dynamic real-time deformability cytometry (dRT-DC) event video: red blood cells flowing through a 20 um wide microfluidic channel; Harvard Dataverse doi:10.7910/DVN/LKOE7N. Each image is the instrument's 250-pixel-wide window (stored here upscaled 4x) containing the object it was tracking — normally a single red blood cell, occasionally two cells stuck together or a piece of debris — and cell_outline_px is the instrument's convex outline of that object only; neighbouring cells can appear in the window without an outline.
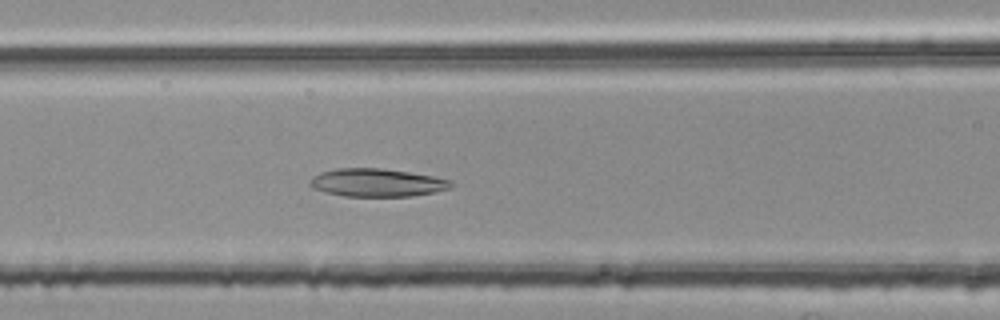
{"species": "common noctule bat (a hibernating species)", "species_latin": "Nyctalus noctula", "temperature_condition": "room temperature", "stored_images_in_passage": 30, "camera_frame_rate_fps": 3000, "um_per_image_px": 0.085, "animal": {"sex": "female", "body_mass_g": 25.1}, "frame": {"image": 1, "passage_image": 8, "time_ms": 2.333, "image_size_px": [1000, 320], "cell_outline_px": [[452, 184], [448, 188], [432, 192], [408, 196], [344, 196], [324, 192], [312, 188], [308, 184], [308, 180], [312, 176], [320, 172], [336, 168], [380, 168], [408, 172], [432, 176], [452, 180]], "centroid_in_image_um": [31.94, 15.52], "position_along_channel_um": 134.7, "area_um2": 22.95}}
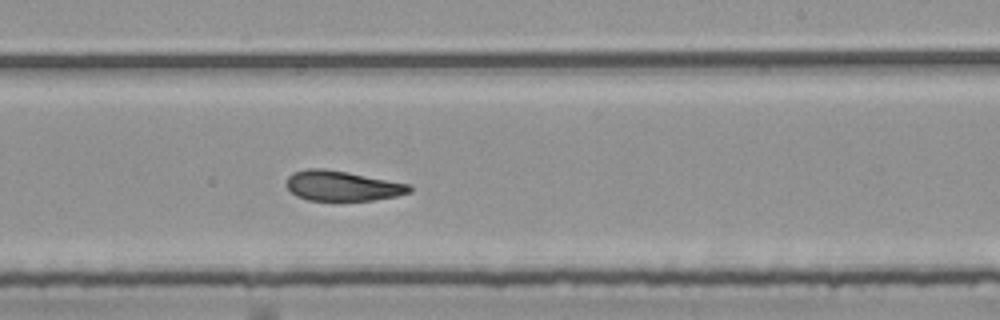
{"frame": {"image": 2, "passage_image": 18, "time_ms": 5.667, "image_size_px": [1000, 320], "cell_outline_px": [[412, 192], [396, 196], [372, 200], [308, 200], [296, 196], [284, 184], [288, 176], [292, 172], [304, 168], [324, 168], [408, 184], [412, 188]], "centroid_in_image_um": [29.02, 15.79], "position_along_channel_um": 260.0, "area_um2": 21.44}}
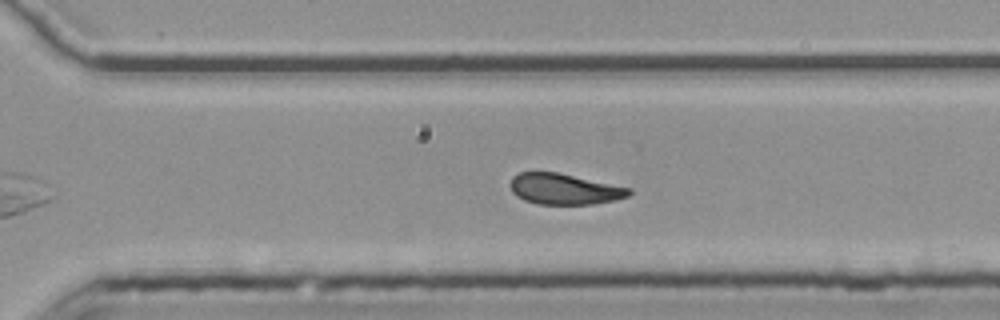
{"frame": {"image": 3, "passage_image": 23, "time_ms": 7.333, "image_size_px": [1000, 320], "cell_outline_px": [[632, 192], [628, 196], [616, 200], [592, 204], [536, 204], [524, 200], [516, 196], [512, 192], [508, 184], [512, 176], [520, 172], [556, 172], [632, 188]], "centroid_in_image_um": [47.94, 16.07], "position_along_channel_um": 322.7, "area_um2": 21.5}, "authors_computed_cell_mechanics": {"area_um2": 22.4842, "velocity_mm_per_s": 3.7758, "shape_relaxation_time_tau1_ms": null, "shape_relaxation_time_tau2_ms": 2.5788, "deformation_change_tau1": null, "deformation_change_tau2": 0.0995}}